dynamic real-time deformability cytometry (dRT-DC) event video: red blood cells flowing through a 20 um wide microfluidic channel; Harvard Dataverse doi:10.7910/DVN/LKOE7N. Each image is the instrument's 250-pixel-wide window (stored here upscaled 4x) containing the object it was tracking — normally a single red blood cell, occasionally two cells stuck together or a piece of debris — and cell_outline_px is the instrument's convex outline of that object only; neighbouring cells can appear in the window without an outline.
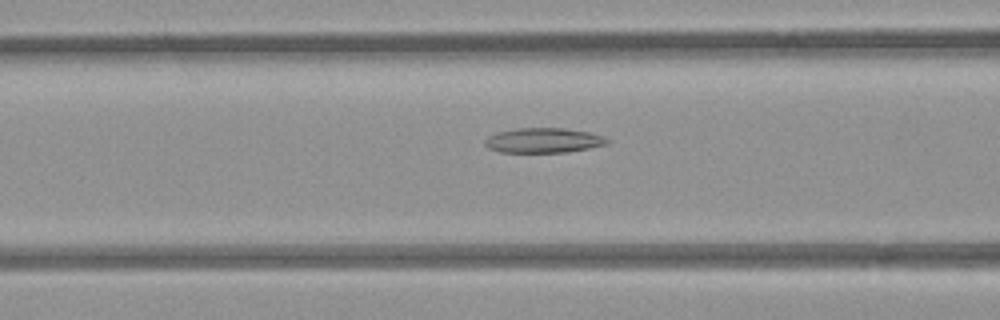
{"species": "common noctule bat (a hibernating species)", "species_latin": "Nyctalus noctula", "temperature_condition": "room temperature", "stored_images_in_passage": 38, "camera_frame_rate_fps": 3000, "um_per_image_px": 0.085, "animal": {"sex": "female", "body_mass_g": 21.9}, "frame": {"image": 1, "passage_image": 6, "time_ms": 1.667, "image_size_px": [1000, 320], "cell_outline_px": [[608, 144], [568, 152], [500, 152], [488, 148], [484, 144], [484, 140], [488, 136], [496, 132], [516, 128], [564, 128], [588, 132], [604, 136], [608, 140]], "centroid_in_image_um": [46.16, 11.93], "position_along_channel_um": 120.4, "area_um2": 17.74}}
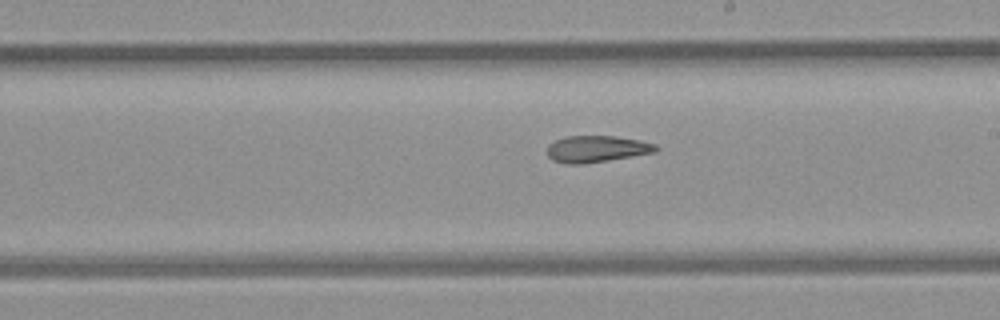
{"frame": {"image": 2, "passage_image": 15, "time_ms": 4.667, "image_size_px": [1000, 320], "cell_outline_px": [[660, 148], [656, 152], [584, 164], [564, 164], [552, 160], [548, 156], [548, 144], [564, 136], [616, 136], [640, 140], [656, 144]], "centroid_in_image_um": [50.72, 12.66], "position_along_channel_um": 238.3, "area_um2": 16.99}}
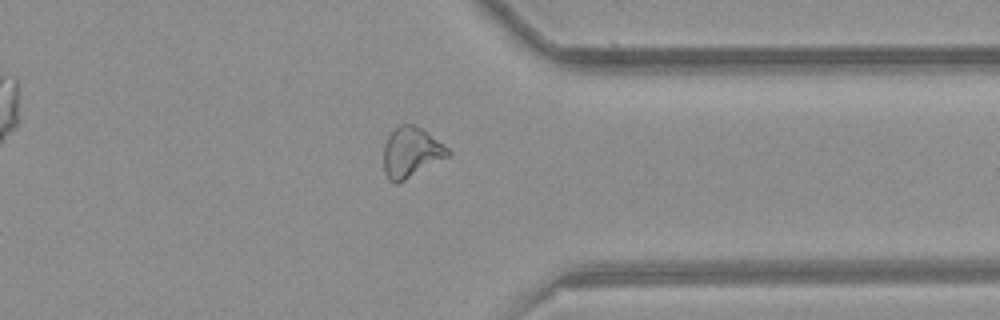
{"frame": {"image": 3, "passage_image": 26, "time_ms": 8.333, "image_size_px": [1000, 320], "cell_outline_px": [[452, 152], [448, 156], [404, 180], [396, 184], [388, 180], [384, 172], [384, 144], [388, 136], [400, 124], [412, 124], [420, 128], [448, 148]], "centroid_in_image_um": [34.91, 12.96], "position_along_channel_um": 376.5, "area_um2": 18.38}, "authors_computed_cell_mechanics": {"area_um2": 18.2648, "velocity_mm_per_s": 3.9262, "shape_relaxation_time_tau1_ms": null, "shape_relaxation_time_tau2_ms": 4.8891, "deformation_change_tau1": null, "deformation_change_tau2": 0.1431}}